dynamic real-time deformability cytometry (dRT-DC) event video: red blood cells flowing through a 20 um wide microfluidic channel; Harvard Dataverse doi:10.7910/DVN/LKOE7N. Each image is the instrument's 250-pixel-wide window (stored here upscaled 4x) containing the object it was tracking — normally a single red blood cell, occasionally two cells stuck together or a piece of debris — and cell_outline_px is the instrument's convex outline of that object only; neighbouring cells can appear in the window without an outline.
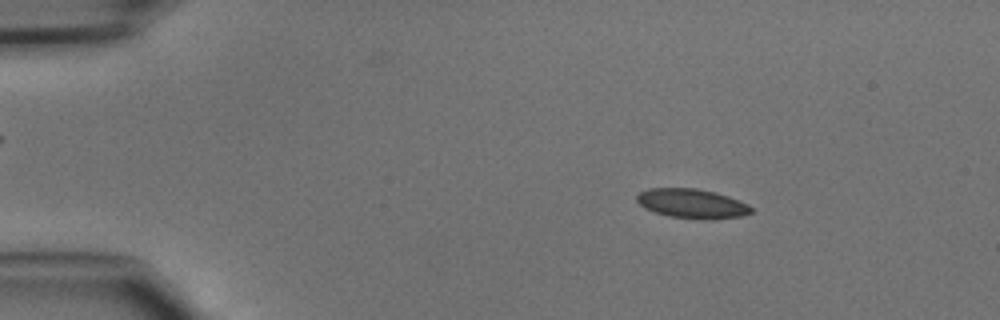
{"species": "common noctule bat (a hibernating species)", "species_latin": "Nyctalus noctula", "temperature_condition": "cold", "stored_images_in_passage": 46, "camera_frame_rate_fps": 3000, "um_per_image_px": 0.085, "animal": {"sex": "male", "body_mass_g": 15.6}, "frame": {"image": 1, "passage_image": 7, "time_ms": 2.0, "image_size_px": [1000, 320], "cell_outline_px": [[752, 212], [744, 216], [712, 220], [704, 220], [672, 216], [656, 212], [644, 208], [636, 200], [636, 196], [640, 192], [648, 188], [696, 188], [728, 196], [748, 204], [752, 208]], "centroid_in_image_um": [58.84, 17.31], "position_along_channel_um": 26.2, "area_um2": 19.59}}
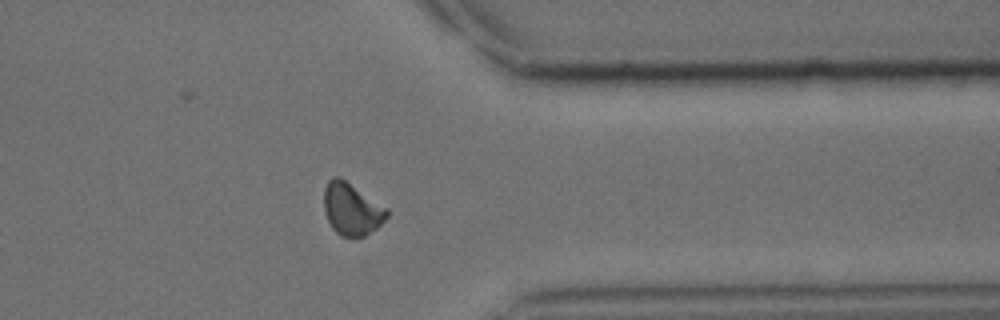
{"frame": {"image": 2, "passage_image": 37, "time_ms": 12.0, "image_size_px": [1000, 320], "cell_outline_px": [[388, 216], [376, 228], [364, 236], [352, 240], [340, 236], [332, 228], [324, 212], [324, 188], [328, 180], [332, 176], [340, 176], [388, 208]], "centroid_in_image_um": [29.88, 17.78], "position_along_channel_um": 381.5, "area_um2": 19.54}}
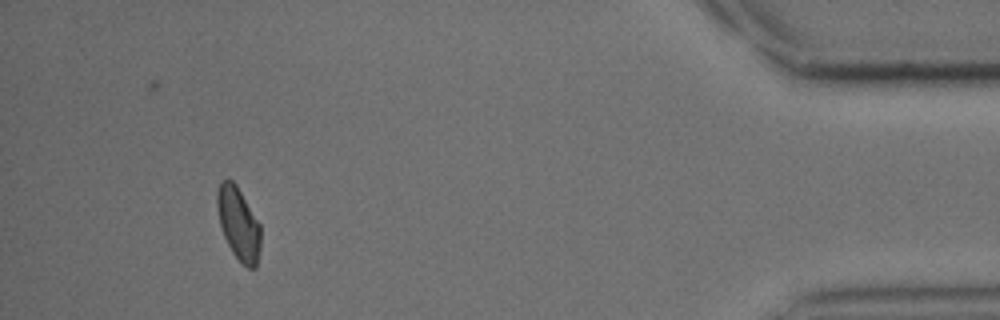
{"frame": {"image": 3, "passage_image": 43, "time_ms": 14.0, "image_size_px": [1000, 320], "cell_outline_px": [[260, 248], [256, 268], [248, 268], [232, 252], [224, 236], [220, 224], [216, 204], [216, 192], [220, 184], [224, 180], [232, 180], [236, 184], [260, 224]], "centroid_in_image_um": [20.27, 19.0], "position_along_channel_um": 414.9, "area_um2": 18.21}}